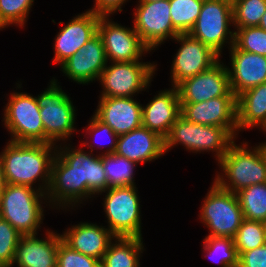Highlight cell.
Masks as SVG:
<instances>
[{"label":"cell","mask_w":266,"mask_h":267,"mask_svg":"<svg viewBox=\"0 0 266 267\" xmlns=\"http://www.w3.org/2000/svg\"><path fill=\"white\" fill-rule=\"evenodd\" d=\"M115 154L137 165L147 164L165 156L164 138L147 127L140 126L118 136Z\"/></svg>","instance_id":"603a6c76"},{"label":"cell","mask_w":266,"mask_h":267,"mask_svg":"<svg viewBox=\"0 0 266 267\" xmlns=\"http://www.w3.org/2000/svg\"><path fill=\"white\" fill-rule=\"evenodd\" d=\"M157 67L155 61L108 62L98 79L102 87L99 97H136L149 92Z\"/></svg>","instance_id":"9c48e42d"},{"label":"cell","mask_w":266,"mask_h":267,"mask_svg":"<svg viewBox=\"0 0 266 267\" xmlns=\"http://www.w3.org/2000/svg\"><path fill=\"white\" fill-rule=\"evenodd\" d=\"M228 51L230 88L236 97L266 82V56L239 50L234 44Z\"/></svg>","instance_id":"44dd1931"},{"label":"cell","mask_w":266,"mask_h":267,"mask_svg":"<svg viewBox=\"0 0 266 267\" xmlns=\"http://www.w3.org/2000/svg\"><path fill=\"white\" fill-rule=\"evenodd\" d=\"M100 15L85 10L72 17L56 34L53 63L61 65L97 33Z\"/></svg>","instance_id":"ac0fdd59"},{"label":"cell","mask_w":266,"mask_h":267,"mask_svg":"<svg viewBox=\"0 0 266 267\" xmlns=\"http://www.w3.org/2000/svg\"><path fill=\"white\" fill-rule=\"evenodd\" d=\"M84 131H85V134H84V138H87L83 141H80L79 143H81V145L85 148L87 147V150L89 148V151L90 152H94L95 149L98 151L97 147L99 148L100 151H95L96 154L98 155H108V154H113L115 153L116 151V148H117V139H118V135L105 123H103L102 121H100L94 114L91 116L90 120L88 121V125H86V127H84ZM89 135V136H88ZM88 136V137H87ZM92 137V139H91ZM106 138L107 143V146H105V144H102L101 141H100V145H99V142L97 141V138ZM90 138V140L88 141V139ZM98 138V139H99ZM100 138V139H101ZM96 139V140H95ZM103 140V139H102ZM105 140V139H104ZM93 141L94 143L97 144V147L95 145H93ZM96 141V142H95ZM104 142V141H103ZM96 147V148H95ZM106 148V149H102V148ZM103 152H102V151Z\"/></svg>","instance_id":"f1b7e54d"},{"label":"cell","mask_w":266,"mask_h":267,"mask_svg":"<svg viewBox=\"0 0 266 267\" xmlns=\"http://www.w3.org/2000/svg\"><path fill=\"white\" fill-rule=\"evenodd\" d=\"M101 157L109 187L136 185L134 176L138 166L136 163L115 153Z\"/></svg>","instance_id":"83f0119b"},{"label":"cell","mask_w":266,"mask_h":267,"mask_svg":"<svg viewBox=\"0 0 266 267\" xmlns=\"http://www.w3.org/2000/svg\"><path fill=\"white\" fill-rule=\"evenodd\" d=\"M234 141L226 155L217 163L213 181L221 188L233 193L251 185L266 183V156L260 146L249 145V141L236 144ZM251 146V147H250Z\"/></svg>","instance_id":"3957f363"},{"label":"cell","mask_w":266,"mask_h":267,"mask_svg":"<svg viewBox=\"0 0 266 267\" xmlns=\"http://www.w3.org/2000/svg\"><path fill=\"white\" fill-rule=\"evenodd\" d=\"M2 112L4 129L10 134L7 141L17 143H44V126L36 97L16 90L8 94Z\"/></svg>","instance_id":"30bf717a"},{"label":"cell","mask_w":266,"mask_h":267,"mask_svg":"<svg viewBox=\"0 0 266 267\" xmlns=\"http://www.w3.org/2000/svg\"><path fill=\"white\" fill-rule=\"evenodd\" d=\"M107 63L104 45L97 32L77 53L65 60L59 69L71 82L83 86L93 81L98 82Z\"/></svg>","instance_id":"e0dca14e"},{"label":"cell","mask_w":266,"mask_h":267,"mask_svg":"<svg viewBox=\"0 0 266 267\" xmlns=\"http://www.w3.org/2000/svg\"><path fill=\"white\" fill-rule=\"evenodd\" d=\"M93 113L118 136L142 126V103L134 97H98Z\"/></svg>","instance_id":"d6986e66"},{"label":"cell","mask_w":266,"mask_h":267,"mask_svg":"<svg viewBox=\"0 0 266 267\" xmlns=\"http://www.w3.org/2000/svg\"><path fill=\"white\" fill-rule=\"evenodd\" d=\"M180 103H199L221 96H235L226 63L221 58L210 68L176 86Z\"/></svg>","instance_id":"9a60e30c"},{"label":"cell","mask_w":266,"mask_h":267,"mask_svg":"<svg viewBox=\"0 0 266 267\" xmlns=\"http://www.w3.org/2000/svg\"><path fill=\"white\" fill-rule=\"evenodd\" d=\"M21 236L8 221L0 217V267H11Z\"/></svg>","instance_id":"d590c367"},{"label":"cell","mask_w":266,"mask_h":267,"mask_svg":"<svg viewBox=\"0 0 266 267\" xmlns=\"http://www.w3.org/2000/svg\"><path fill=\"white\" fill-rule=\"evenodd\" d=\"M45 234L42 238L38 234L22 235L11 267H57V249L62 239L61 234L49 228Z\"/></svg>","instance_id":"ffe728a7"},{"label":"cell","mask_w":266,"mask_h":267,"mask_svg":"<svg viewBox=\"0 0 266 267\" xmlns=\"http://www.w3.org/2000/svg\"><path fill=\"white\" fill-rule=\"evenodd\" d=\"M78 146L69 142L57 145L52 162L46 196L49 207L59 212L78 210L81 204L92 202L93 197L97 199L99 193L109 188L101 155Z\"/></svg>","instance_id":"6da1fadb"},{"label":"cell","mask_w":266,"mask_h":267,"mask_svg":"<svg viewBox=\"0 0 266 267\" xmlns=\"http://www.w3.org/2000/svg\"><path fill=\"white\" fill-rule=\"evenodd\" d=\"M234 45L239 50L266 56V31L259 26L238 28Z\"/></svg>","instance_id":"e575fe53"},{"label":"cell","mask_w":266,"mask_h":267,"mask_svg":"<svg viewBox=\"0 0 266 267\" xmlns=\"http://www.w3.org/2000/svg\"><path fill=\"white\" fill-rule=\"evenodd\" d=\"M233 239L238 257L245 251L260 247L266 244V223L244 219Z\"/></svg>","instance_id":"1f68e13d"},{"label":"cell","mask_w":266,"mask_h":267,"mask_svg":"<svg viewBox=\"0 0 266 267\" xmlns=\"http://www.w3.org/2000/svg\"><path fill=\"white\" fill-rule=\"evenodd\" d=\"M100 261L84 255L70 246L62 239L57 249V267H95Z\"/></svg>","instance_id":"8d00e7d4"},{"label":"cell","mask_w":266,"mask_h":267,"mask_svg":"<svg viewBox=\"0 0 266 267\" xmlns=\"http://www.w3.org/2000/svg\"><path fill=\"white\" fill-rule=\"evenodd\" d=\"M266 0H236L232 3L233 29L259 26Z\"/></svg>","instance_id":"d6a6232c"},{"label":"cell","mask_w":266,"mask_h":267,"mask_svg":"<svg viewBox=\"0 0 266 267\" xmlns=\"http://www.w3.org/2000/svg\"><path fill=\"white\" fill-rule=\"evenodd\" d=\"M44 204L51 208L46 193L26 185L5 184L0 197V217L22 235H36L44 224Z\"/></svg>","instance_id":"277c9868"},{"label":"cell","mask_w":266,"mask_h":267,"mask_svg":"<svg viewBox=\"0 0 266 267\" xmlns=\"http://www.w3.org/2000/svg\"><path fill=\"white\" fill-rule=\"evenodd\" d=\"M264 142V143H263ZM263 142H259L258 144H260L265 156H266V141H263Z\"/></svg>","instance_id":"b9f144b4"},{"label":"cell","mask_w":266,"mask_h":267,"mask_svg":"<svg viewBox=\"0 0 266 267\" xmlns=\"http://www.w3.org/2000/svg\"><path fill=\"white\" fill-rule=\"evenodd\" d=\"M259 27L266 31V12L263 14Z\"/></svg>","instance_id":"60d3db41"},{"label":"cell","mask_w":266,"mask_h":267,"mask_svg":"<svg viewBox=\"0 0 266 267\" xmlns=\"http://www.w3.org/2000/svg\"><path fill=\"white\" fill-rule=\"evenodd\" d=\"M35 0H0V30L25 27ZM31 10V11H30Z\"/></svg>","instance_id":"836d02e7"},{"label":"cell","mask_w":266,"mask_h":267,"mask_svg":"<svg viewBox=\"0 0 266 267\" xmlns=\"http://www.w3.org/2000/svg\"><path fill=\"white\" fill-rule=\"evenodd\" d=\"M231 27L232 3L226 0H204L199 17L188 34L222 58L224 47L229 46V49L234 44L235 31Z\"/></svg>","instance_id":"8fae6325"},{"label":"cell","mask_w":266,"mask_h":267,"mask_svg":"<svg viewBox=\"0 0 266 267\" xmlns=\"http://www.w3.org/2000/svg\"><path fill=\"white\" fill-rule=\"evenodd\" d=\"M95 267H105V265L100 261Z\"/></svg>","instance_id":"ee69618b"},{"label":"cell","mask_w":266,"mask_h":267,"mask_svg":"<svg viewBox=\"0 0 266 267\" xmlns=\"http://www.w3.org/2000/svg\"><path fill=\"white\" fill-rule=\"evenodd\" d=\"M236 194L244 219L266 223V183L251 185Z\"/></svg>","instance_id":"4316f807"},{"label":"cell","mask_w":266,"mask_h":267,"mask_svg":"<svg viewBox=\"0 0 266 267\" xmlns=\"http://www.w3.org/2000/svg\"><path fill=\"white\" fill-rule=\"evenodd\" d=\"M97 32L100 35L108 62L143 60L152 52L132 27L114 22L111 16H100ZM145 54V55H144Z\"/></svg>","instance_id":"4fadbf2b"},{"label":"cell","mask_w":266,"mask_h":267,"mask_svg":"<svg viewBox=\"0 0 266 267\" xmlns=\"http://www.w3.org/2000/svg\"><path fill=\"white\" fill-rule=\"evenodd\" d=\"M201 246L205 257L220 267H238V254L233 238L205 237Z\"/></svg>","instance_id":"f546056e"},{"label":"cell","mask_w":266,"mask_h":267,"mask_svg":"<svg viewBox=\"0 0 266 267\" xmlns=\"http://www.w3.org/2000/svg\"><path fill=\"white\" fill-rule=\"evenodd\" d=\"M55 78L53 77L47 88L35 97L44 126V143L57 146L69 140L71 142L70 137L78 131L75 125L77 108L73 105L70 94L62 89Z\"/></svg>","instance_id":"5b68a950"},{"label":"cell","mask_w":266,"mask_h":267,"mask_svg":"<svg viewBox=\"0 0 266 267\" xmlns=\"http://www.w3.org/2000/svg\"><path fill=\"white\" fill-rule=\"evenodd\" d=\"M143 238L115 237L104 253L105 267H140V258L145 251Z\"/></svg>","instance_id":"484cf974"},{"label":"cell","mask_w":266,"mask_h":267,"mask_svg":"<svg viewBox=\"0 0 266 267\" xmlns=\"http://www.w3.org/2000/svg\"><path fill=\"white\" fill-rule=\"evenodd\" d=\"M156 92L147 104H142V126L165 138L181 116V104L174 86Z\"/></svg>","instance_id":"7402d4cb"},{"label":"cell","mask_w":266,"mask_h":267,"mask_svg":"<svg viewBox=\"0 0 266 267\" xmlns=\"http://www.w3.org/2000/svg\"><path fill=\"white\" fill-rule=\"evenodd\" d=\"M202 199L198 217L207 227L205 237L234 238L244 220L237 194L221 189L214 181Z\"/></svg>","instance_id":"ba28073f"},{"label":"cell","mask_w":266,"mask_h":267,"mask_svg":"<svg viewBox=\"0 0 266 267\" xmlns=\"http://www.w3.org/2000/svg\"><path fill=\"white\" fill-rule=\"evenodd\" d=\"M226 1H229V2L233 3V2H235L236 0H226Z\"/></svg>","instance_id":"f6af8a7d"},{"label":"cell","mask_w":266,"mask_h":267,"mask_svg":"<svg viewBox=\"0 0 266 267\" xmlns=\"http://www.w3.org/2000/svg\"><path fill=\"white\" fill-rule=\"evenodd\" d=\"M137 185L109 187L103 195L106 227L115 237H142V216Z\"/></svg>","instance_id":"52a82bcc"},{"label":"cell","mask_w":266,"mask_h":267,"mask_svg":"<svg viewBox=\"0 0 266 267\" xmlns=\"http://www.w3.org/2000/svg\"><path fill=\"white\" fill-rule=\"evenodd\" d=\"M5 180H4V173L2 170V165H1V161H0V197L2 195V191L4 190V186H5Z\"/></svg>","instance_id":"ab89813d"},{"label":"cell","mask_w":266,"mask_h":267,"mask_svg":"<svg viewBox=\"0 0 266 267\" xmlns=\"http://www.w3.org/2000/svg\"><path fill=\"white\" fill-rule=\"evenodd\" d=\"M181 116L187 121L227 129L238 139L237 97L221 96L199 103H180Z\"/></svg>","instance_id":"2e32d148"},{"label":"cell","mask_w":266,"mask_h":267,"mask_svg":"<svg viewBox=\"0 0 266 267\" xmlns=\"http://www.w3.org/2000/svg\"><path fill=\"white\" fill-rule=\"evenodd\" d=\"M133 11V28L153 52L180 34L172 25L169 0L137 2Z\"/></svg>","instance_id":"7c38bea8"},{"label":"cell","mask_w":266,"mask_h":267,"mask_svg":"<svg viewBox=\"0 0 266 267\" xmlns=\"http://www.w3.org/2000/svg\"><path fill=\"white\" fill-rule=\"evenodd\" d=\"M129 0H93L94 5L89 11L94 12L100 16H112L115 13H121L126 2Z\"/></svg>","instance_id":"f35d334b"},{"label":"cell","mask_w":266,"mask_h":267,"mask_svg":"<svg viewBox=\"0 0 266 267\" xmlns=\"http://www.w3.org/2000/svg\"><path fill=\"white\" fill-rule=\"evenodd\" d=\"M138 2H156V1H163V0H137Z\"/></svg>","instance_id":"7bdbcfd3"},{"label":"cell","mask_w":266,"mask_h":267,"mask_svg":"<svg viewBox=\"0 0 266 267\" xmlns=\"http://www.w3.org/2000/svg\"><path fill=\"white\" fill-rule=\"evenodd\" d=\"M236 138L224 127L201 125L180 116L164 138L165 153L181 145L190 153L213 154L218 163Z\"/></svg>","instance_id":"8992f818"},{"label":"cell","mask_w":266,"mask_h":267,"mask_svg":"<svg viewBox=\"0 0 266 267\" xmlns=\"http://www.w3.org/2000/svg\"><path fill=\"white\" fill-rule=\"evenodd\" d=\"M238 135L249 129L266 130V82L237 96Z\"/></svg>","instance_id":"d4e9b609"},{"label":"cell","mask_w":266,"mask_h":267,"mask_svg":"<svg viewBox=\"0 0 266 267\" xmlns=\"http://www.w3.org/2000/svg\"><path fill=\"white\" fill-rule=\"evenodd\" d=\"M204 0H169L173 27L180 34H188L199 17Z\"/></svg>","instance_id":"4dcf8cb0"},{"label":"cell","mask_w":266,"mask_h":267,"mask_svg":"<svg viewBox=\"0 0 266 267\" xmlns=\"http://www.w3.org/2000/svg\"><path fill=\"white\" fill-rule=\"evenodd\" d=\"M173 40L179 43L180 47L173 55L169 77L170 86L176 87L183 80L210 68L220 59V56L210 47L189 34H179Z\"/></svg>","instance_id":"5bb4252c"},{"label":"cell","mask_w":266,"mask_h":267,"mask_svg":"<svg viewBox=\"0 0 266 267\" xmlns=\"http://www.w3.org/2000/svg\"><path fill=\"white\" fill-rule=\"evenodd\" d=\"M238 267H266V244L243 252L238 257Z\"/></svg>","instance_id":"74e56055"},{"label":"cell","mask_w":266,"mask_h":267,"mask_svg":"<svg viewBox=\"0 0 266 267\" xmlns=\"http://www.w3.org/2000/svg\"><path fill=\"white\" fill-rule=\"evenodd\" d=\"M0 152L6 184L26 185L46 193L57 146L8 141ZM36 184V185H35Z\"/></svg>","instance_id":"7a4b0ae2"},{"label":"cell","mask_w":266,"mask_h":267,"mask_svg":"<svg viewBox=\"0 0 266 267\" xmlns=\"http://www.w3.org/2000/svg\"><path fill=\"white\" fill-rule=\"evenodd\" d=\"M61 233L62 240L72 249L102 261L110 242L115 236L110 230L95 222H79Z\"/></svg>","instance_id":"cb8c5ba5"}]
</instances>
